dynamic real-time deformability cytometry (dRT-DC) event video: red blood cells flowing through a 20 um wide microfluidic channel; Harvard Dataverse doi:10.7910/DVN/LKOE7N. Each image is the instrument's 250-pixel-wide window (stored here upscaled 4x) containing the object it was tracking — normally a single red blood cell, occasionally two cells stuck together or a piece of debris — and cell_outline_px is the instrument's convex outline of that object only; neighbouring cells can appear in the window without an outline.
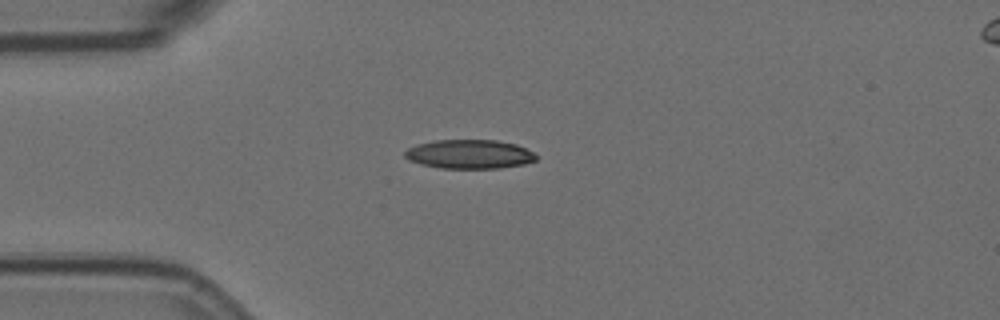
{"species": "Egyptian fruit bat (a non-hibernating species)", "species_latin": "Rousettus aegyptiacus", "temperature_condition": "room temperature", "stored_images_in_passage": 43, "camera_frame_rate_fps": 3000, "um_per_image_px": 0.085, "animal": {"sex": "female"}, "frame": {"image": 1, "passage_image": 1, "time_ms": 0.0, "image_size_px": [1000, 320], "cell_outline_px": [[536, 160], [524, 164], [500, 168], [440, 168], [420, 164], [408, 160], [404, 156], [404, 152], [408, 148], [416, 144], [432, 140], [496, 140], [516, 144], [532, 152], [536, 156]], "centroid_in_image_um": [39.85, 13.1], "position_along_channel_um": 45.1, "area_um2": 22.25}}
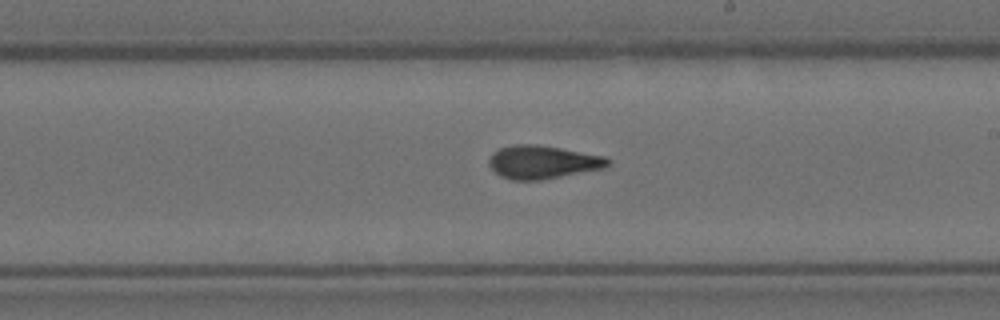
{"frame": {"image": 2, "passage_image": 19, "time_ms": 6.0, "image_size_px": [1000, 320], "cell_outline_px": [[612, 160], [604, 168], [544, 180], [512, 180], [500, 176], [488, 164], [488, 160], [492, 152], [500, 148], [512, 144], [536, 144], [560, 148], [604, 156]], "centroid_in_image_um": [46.1, 13.78], "position_along_channel_um": 242.9, "area_um2": 23.12}}
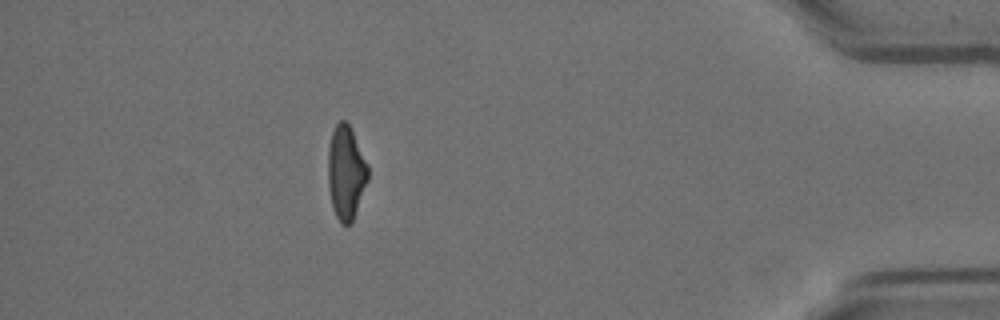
{"frame": {"image": 3, "passage_image": 37, "time_ms": 12.0, "image_size_px": [1000, 320], "cell_outline_px": [[368, 180], [352, 220], [348, 224], [340, 224], [332, 208], [328, 188], [328, 148], [332, 132], [336, 124], [340, 120], [344, 120], [348, 124], [368, 164]], "centroid_in_image_um": [29.39, 14.67], "position_along_channel_um": 405.8, "area_um2": 21.62}, "authors_computed_cell_mechanics": {"area_um2": 22.3686, "velocity_mm_per_s": 3.5629, "shape_relaxation_time_tau1_ms": 8.4591, "shape_relaxation_time_tau2_ms": 2.6137, "deformation_change_tau1": 0.2353, "deformation_change_tau2": 0.0945}}